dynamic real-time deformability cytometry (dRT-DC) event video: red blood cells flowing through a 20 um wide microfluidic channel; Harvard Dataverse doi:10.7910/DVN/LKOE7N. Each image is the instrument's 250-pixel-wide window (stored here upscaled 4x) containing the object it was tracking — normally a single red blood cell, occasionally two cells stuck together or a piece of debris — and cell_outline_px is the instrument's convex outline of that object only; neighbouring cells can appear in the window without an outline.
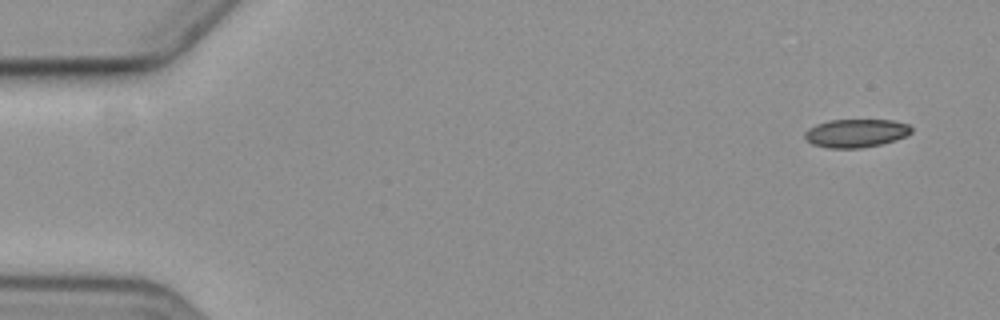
{"species": "common noctule bat (a hibernating species)", "species_latin": "Nyctalus noctula", "temperature_condition": "cold", "stored_images_in_passage": 6, "segment_of_instrument_passage": [1, 2], "camera_frame_rate_fps": 3000, "um_per_image_px": 0.085, "animal": {"sex": "female", "body_mass_g": 19.3, "forearm_length_mm": 54.1}, "frame": {"image": 1, "passage_image": 1, "time_ms": 0.0, "image_size_px": [1000, 320], "cell_outline_px": [[912, 132], [908, 136], [896, 140], [880, 144], [860, 148], [828, 148], [812, 144], [804, 136], [804, 132], [808, 128], [816, 124], [828, 120], [892, 120], [908, 124], [912, 128]], "centroid_in_image_um": [72.77, 11.31], "position_along_channel_um": 12.2, "area_um2": 17.69}}